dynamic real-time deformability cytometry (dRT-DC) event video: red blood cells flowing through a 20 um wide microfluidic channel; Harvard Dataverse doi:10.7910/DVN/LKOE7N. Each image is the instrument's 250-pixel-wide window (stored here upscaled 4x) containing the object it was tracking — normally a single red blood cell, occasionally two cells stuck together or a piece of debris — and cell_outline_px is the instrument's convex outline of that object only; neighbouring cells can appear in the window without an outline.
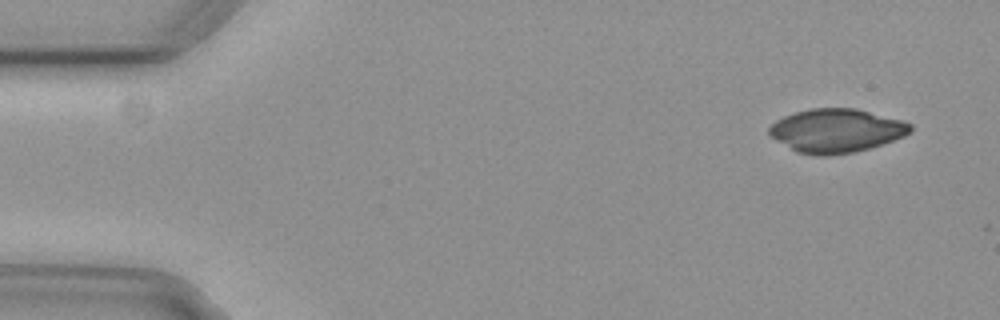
{"species": "common noctule bat (a hibernating species)", "species_latin": "Nyctalus noctula", "temperature_condition": "cold", "stored_images_in_passage": 19, "camera_frame_rate_fps": 3000, "um_per_image_px": 0.085, "animal": {"sex": "female", "body_mass_g": 29.2, "forearm_length_mm": 56.3}, "frame": {"image": 1, "passage_image": 1, "time_ms": 0.0, "image_size_px": [1000, 320], "cell_outline_px": [[912, 132], [904, 136], [868, 148], [852, 152], [828, 156], [816, 156], [796, 152], [772, 136], [768, 132], [768, 128], [776, 120], [784, 116], [796, 112], [812, 108], [856, 108], [904, 120], [912, 124]], "centroid_in_image_um": [71.11, 11.1], "position_along_channel_um": 13.9, "area_um2": 35.84}}